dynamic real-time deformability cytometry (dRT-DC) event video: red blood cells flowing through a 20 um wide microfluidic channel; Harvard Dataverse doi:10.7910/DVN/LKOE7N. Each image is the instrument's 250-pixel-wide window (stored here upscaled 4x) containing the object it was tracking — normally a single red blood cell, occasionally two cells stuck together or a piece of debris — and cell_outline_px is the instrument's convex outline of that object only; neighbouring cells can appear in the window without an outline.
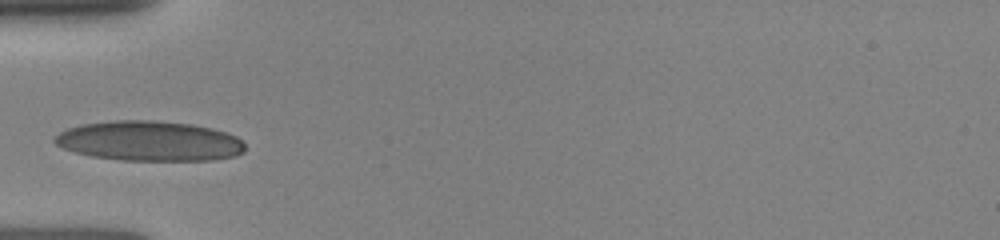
{"species": "human", "species_latin": "Homo sapiens", "temperature_condition": "room temperature", "stored_images_in_passage": 13, "camera_frame_rate_fps": 3000, "um_per_image_px": 0.085, "donor": {"sex": "female"}, "frame": {"image": 1, "passage_image": 1, "time_ms": 0.0, "image_size_px": [1000, 240], "cell_outline_px": [[244, 152], [236, 156], [212, 160], [120, 160], [92, 156], [76, 152], [64, 148], [56, 144], [52, 140], [60, 132], [68, 128], [80, 124], [116, 120], [152, 120], [192, 124], [212, 128], [236, 136], [244, 144]], "centroid_in_image_um": [12.7, 11.98], "position_along_channel_um": 72.3, "area_um2": 44.27}}
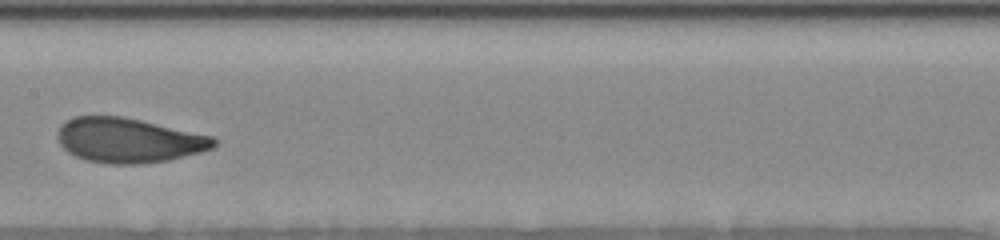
{"frame": {"image": 2, "passage_image": 8, "time_ms": 3.0, "image_size_px": [1000, 240], "cell_outline_px": [[220, 140], [212, 148], [200, 152], [168, 160], [136, 164], [104, 164], [88, 160], [76, 156], [68, 152], [60, 144], [56, 136], [56, 132], [68, 120], [76, 116], [124, 116], [212, 136]], "centroid_in_image_um": [10.94, 11.92], "position_along_channel_um": 196.5, "area_um2": 40.63}}
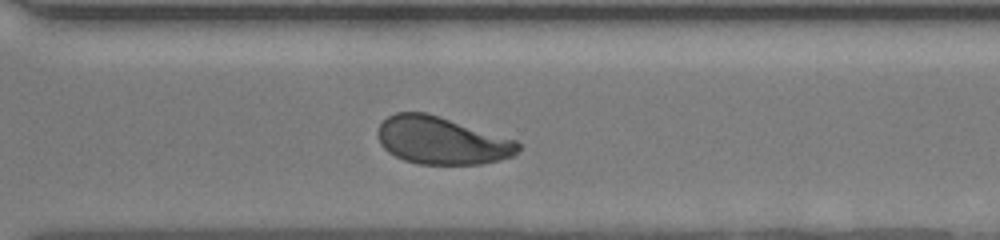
{"frame": {"image": 3, "passage_image": 13, "time_ms": 6.333, "image_size_px": [1000, 240], "cell_outline_px": [[520, 148], [516, 156], [500, 160], [480, 164], [420, 164], [404, 160], [388, 152], [380, 144], [376, 136], [376, 132], [380, 124], [388, 116], [396, 112], [428, 112], [516, 140], [520, 144]], "centroid_in_image_um": [37.54, 11.94], "position_along_channel_um": 333.1, "area_um2": 39.19}}